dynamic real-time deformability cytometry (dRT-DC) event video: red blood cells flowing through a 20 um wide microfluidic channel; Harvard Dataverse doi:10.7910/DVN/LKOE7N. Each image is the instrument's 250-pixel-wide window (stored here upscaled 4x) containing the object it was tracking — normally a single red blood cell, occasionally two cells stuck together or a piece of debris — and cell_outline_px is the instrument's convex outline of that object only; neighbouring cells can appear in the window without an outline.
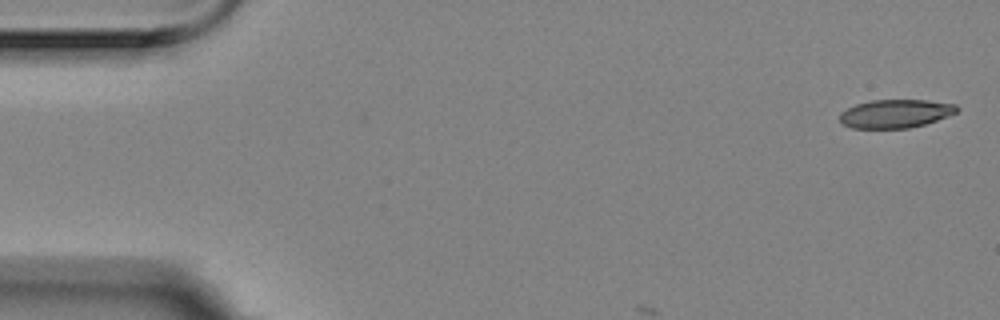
{"species": "Egyptian fruit bat (a non-hibernating species)", "species_latin": "Rousettus aegyptiacus", "temperature_condition": "room temperature", "stored_images_in_passage": 5, "camera_frame_rate_fps": 3000, "um_per_image_px": 0.085, "animal": {"sex": "female"}, "frame": {"image": 1, "passage_image": 1, "time_ms": 0.0, "image_size_px": [1000, 320], "cell_outline_px": [[960, 108], [956, 112], [948, 116], [924, 124], [908, 128], [852, 128], [844, 124], [840, 120], [840, 112], [856, 104], [872, 100], [928, 100], [956, 104]], "centroid_in_image_um": [76.13, 9.65], "position_along_channel_um": 8.9, "area_um2": 19.31}}
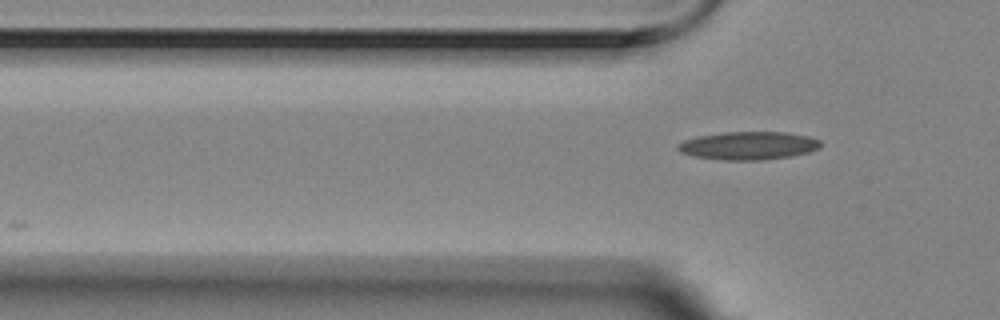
{"frame": {"image": 2, "passage_image": 5, "time_ms": 1.333, "image_size_px": [1000, 320], "cell_outline_px": [[820, 148], [808, 152], [792, 156], [764, 160], [724, 160], [692, 156], [680, 152], [676, 148], [676, 144], [684, 140], [700, 136], [724, 132], [784, 132], [808, 136], [820, 140]], "centroid_in_image_um": [63.6, 12.38], "position_along_channel_um": 62.2, "area_um2": 23.41}}